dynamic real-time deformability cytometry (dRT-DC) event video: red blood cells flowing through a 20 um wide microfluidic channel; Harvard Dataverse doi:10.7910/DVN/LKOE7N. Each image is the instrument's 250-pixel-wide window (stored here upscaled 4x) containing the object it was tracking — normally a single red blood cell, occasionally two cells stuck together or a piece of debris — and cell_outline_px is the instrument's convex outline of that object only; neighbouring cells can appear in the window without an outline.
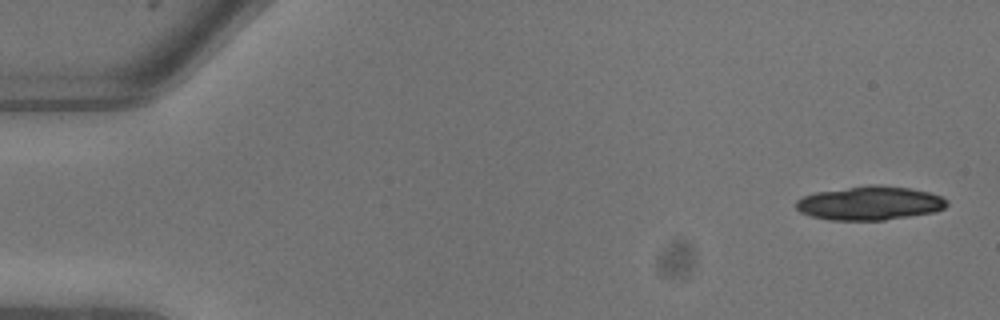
{"species": "common noctule bat (a hibernating species)", "species_latin": "Nyctalus noctula", "temperature_condition": "warm", "stored_images_in_passage": 10, "segment_of_instrument_passage": [1, 2], "camera_frame_rate_fps": 3000, "um_per_image_px": 0.085, "animal": {"sex": "male", "body_mass_g": 13.3}, "frame": {"image": 1, "passage_image": 1, "time_ms": 0.0, "image_size_px": [1000, 320], "cell_outline_px": [[948, 204], [944, 208], [936, 212], [884, 220], [828, 220], [812, 216], [800, 212], [796, 208], [796, 200], [804, 196], [816, 192], [868, 184], [876, 184], [908, 188], [928, 192], [940, 196], [948, 200]], "centroid_in_image_um": [73.93, 17.27], "position_along_channel_um": 11.1, "area_um2": 29.82}}
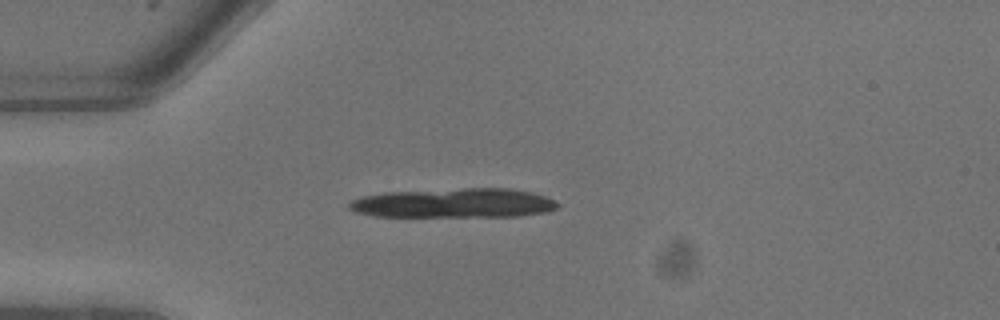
{"frame": {"image": 2, "passage_image": 6, "time_ms": 1.667, "image_size_px": [1000, 320], "cell_outline_px": [[560, 204], [556, 208], [548, 212], [520, 216], [376, 216], [356, 212], [348, 208], [348, 204], [352, 200], [364, 196], [384, 192], [464, 188], [508, 188], [532, 192], [548, 196]], "centroid_in_image_um": [38.64, 17.25], "position_along_channel_um": 46.4, "area_um2": 35.84}}